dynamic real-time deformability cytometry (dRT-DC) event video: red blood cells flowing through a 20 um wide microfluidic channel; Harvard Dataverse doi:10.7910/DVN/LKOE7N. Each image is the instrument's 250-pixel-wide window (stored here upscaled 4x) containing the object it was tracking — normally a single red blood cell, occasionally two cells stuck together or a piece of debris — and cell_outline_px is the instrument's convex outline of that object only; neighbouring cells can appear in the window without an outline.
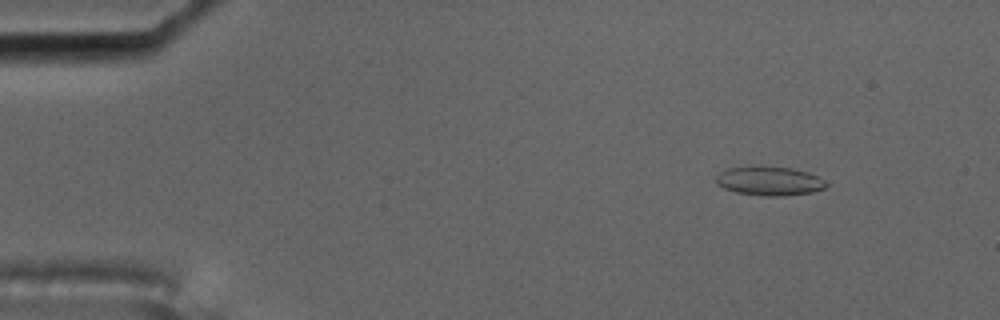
{"species": "common noctule bat (a hibernating species)", "species_latin": "Nyctalus noctula", "temperature_condition": "cold", "stored_images_in_passage": 5, "camera_frame_rate_fps": 3000, "um_per_image_px": 0.085, "animal": {"sex": "male", "body_mass_g": 17.5, "forearm_length_mm": 52.3}, "frame": {"image": 1, "passage_image": 2, "time_ms": 0.333, "image_size_px": [1000, 320], "cell_outline_px": [[828, 184], [824, 188], [812, 192], [784, 196], [764, 196], [736, 192], [724, 188], [716, 184], [716, 176], [720, 172], [728, 168], [760, 164], [792, 168], [808, 172], [824, 180]], "centroid_in_image_um": [65.37, 15.36], "position_along_channel_um": 19.6, "area_um2": 19.02}}